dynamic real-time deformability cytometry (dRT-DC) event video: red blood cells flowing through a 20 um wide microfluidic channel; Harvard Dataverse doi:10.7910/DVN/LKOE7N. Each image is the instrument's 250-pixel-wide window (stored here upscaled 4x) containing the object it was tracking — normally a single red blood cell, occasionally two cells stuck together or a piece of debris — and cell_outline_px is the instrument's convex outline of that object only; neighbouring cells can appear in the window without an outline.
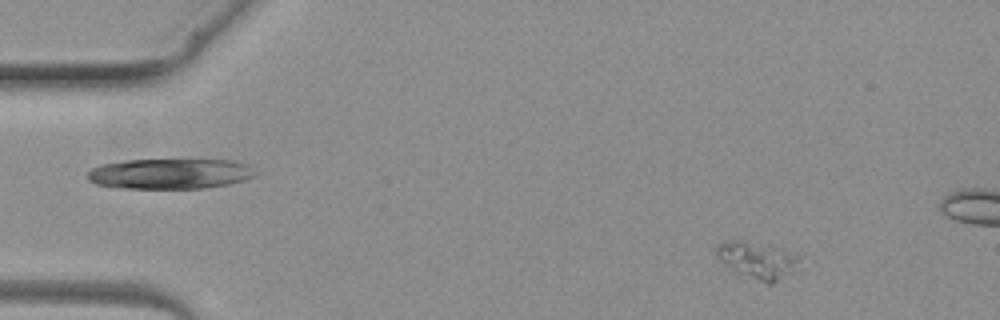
{"species": "common noctule bat (a hibernating species)", "species_latin": "Nyctalus noctula", "temperature_condition": "warm", "stored_images_in_passage": 4, "camera_frame_rate_fps": 3000, "um_per_image_px": 0.085, "animal": {"sex": "female", "body_mass_g": 19.3, "forearm_length_mm": 54.1}, "frame": {"image": 1, "passage_image": 1, "time_ms": 0.0, "image_size_px": [1000, 320], "cell_outline_px": [[800, 260], [792, 272], [772, 284], [768, 284], [736, 272], [720, 260], [716, 256], [716, 248], [724, 240], [744, 240], [780, 248], [800, 256]], "centroid_in_image_um": [64.37, 22.1], "position_along_channel_um": 20.6, "area_um2": 17.57}}